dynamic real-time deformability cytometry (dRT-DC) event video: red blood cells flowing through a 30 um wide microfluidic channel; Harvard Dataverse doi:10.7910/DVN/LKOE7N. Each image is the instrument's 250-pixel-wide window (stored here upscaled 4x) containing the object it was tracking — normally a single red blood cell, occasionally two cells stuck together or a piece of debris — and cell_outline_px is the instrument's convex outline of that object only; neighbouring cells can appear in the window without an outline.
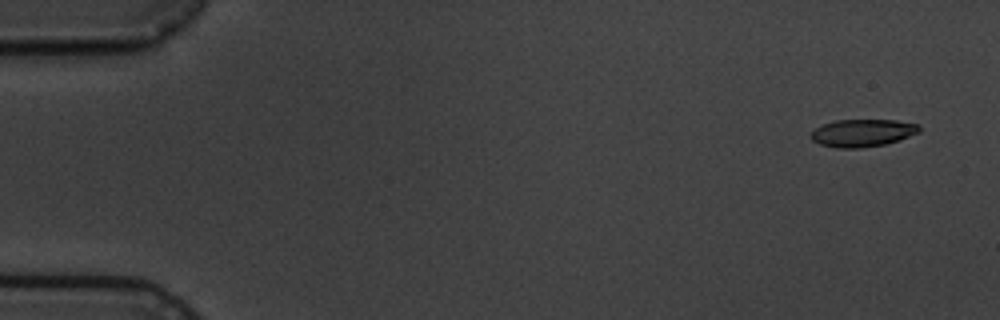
{"species": "common noctule bat (a hibernating species)", "species_latin": "Nyctalus noctula", "temperature_condition": "cold", "stored_images_in_passage": 6, "segment_of_instrument_passage": [1, 2], "camera_frame_rate_fps": 3000, "um_per_image_px": 0.085, "animal": {"sex": "male", "body_mass_g": 19.5, "forearm_length_mm": 54.6}, "frame": {"image": 1, "passage_image": 1, "time_ms": 0.0, "image_size_px": [1000, 320], "cell_outline_px": [[920, 132], [900, 140], [884, 144], [860, 148], [836, 148], [820, 144], [812, 140], [808, 136], [816, 128], [824, 124], [836, 120], [896, 120], [920, 124]], "centroid_in_image_um": [73.33, 11.3], "position_along_channel_um": 11.7, "area_um2": 17.46}}
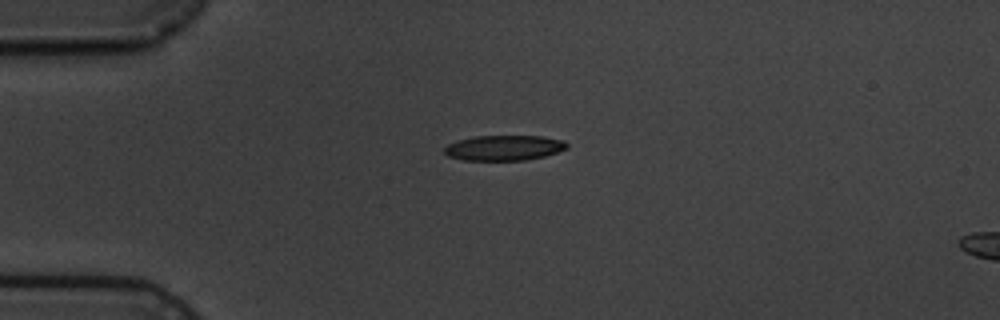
{"frame": {"image": 2, "passage_image": 4, "time_ms": 3.667, "image_size_px": [1000, 320], "cell_outline_px": [[568, 148], [544, 156], [524, 160], [464, 160], [448, 156], [444, 152], [444, 148], [448, 144], [460, 140], [476, 136], [540, 136], [564, 140], [568, 144]], "centroid_in_image_um": [42.86, 12.56], "position_along_channel_um": 42.1, "area_um2": 17.86}}